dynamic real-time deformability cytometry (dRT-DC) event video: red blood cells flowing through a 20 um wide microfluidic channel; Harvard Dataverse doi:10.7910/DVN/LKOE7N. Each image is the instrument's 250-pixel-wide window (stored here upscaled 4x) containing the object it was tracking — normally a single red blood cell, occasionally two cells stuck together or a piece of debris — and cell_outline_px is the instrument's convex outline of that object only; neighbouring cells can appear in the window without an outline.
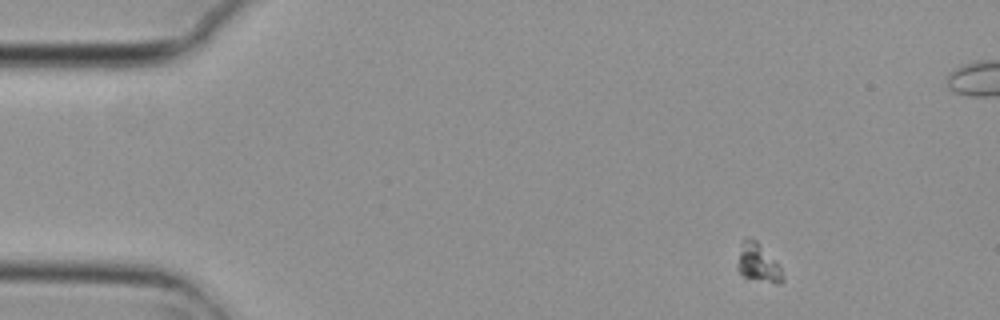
{"species": "common noctule bat (a hibernating species)", "species_latin": "Nyctalus noctula", "temperature_condition": "cold", "stored_images_in_passage": 4, "camera_frame_rate_fps": 3000, "um_per_image_px": 0.085, "animal": {"sex": "female", "body_mass_g": 29.2, "forearm_length_mm": 56.3}, "frame": {"image": 1, "passage_image": 1, "time_ms": 0.0, "image_size_px": [1000, 320], "cell_outline_px": [[784, 280], [780, 284], [776, 284], [744, 276], [736, 268], [740, 252], [744, 240], [748, 236], [752, 236], [780, 264], [784, 276]], "centroid_in_image_um": [64.49, 22.35], "position_along_channel_um": 20.5, "area_um2": 10.12}}